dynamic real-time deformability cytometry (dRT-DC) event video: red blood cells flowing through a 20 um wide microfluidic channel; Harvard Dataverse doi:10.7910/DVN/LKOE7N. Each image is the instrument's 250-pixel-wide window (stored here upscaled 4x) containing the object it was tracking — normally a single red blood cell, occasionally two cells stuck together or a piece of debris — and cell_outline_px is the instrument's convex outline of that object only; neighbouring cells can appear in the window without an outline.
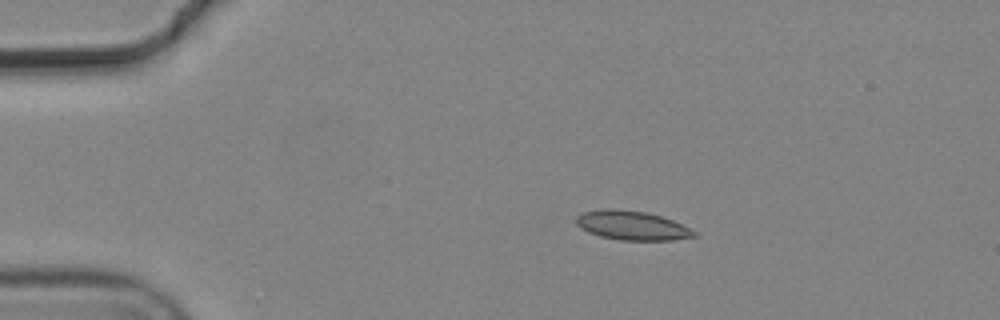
{"species": "common noctule bat (a hibernating species)", "species_latin": "Nyctalus noctula", "temperature_condition": "cold", "stored_images_in_passage": 8, "camera_frame_rate_fps": 3000, "um_per_image_px": 0.085, "animal": {"sex": "male", "body_mass_g": 19.2, "forearm_length_mm": 51.8}, "frame": {"image": 1, "passage_image": 2, "time_ms": 0.333, "image_size_px": [1000, 320], "cell_outline_px": [[696, 236], [672, 240], [620, 240], [600, 236], [588, 232], [580, 228], [576, 224], [576, 216], [584, 212], [604, 208], [616, 208], [648, 212], [672, 220], [696, 232]], "centroid_in_image_um": [53.67, 19.15], "position_along_channel_um": 31.3, "area_um2": 20.0}}
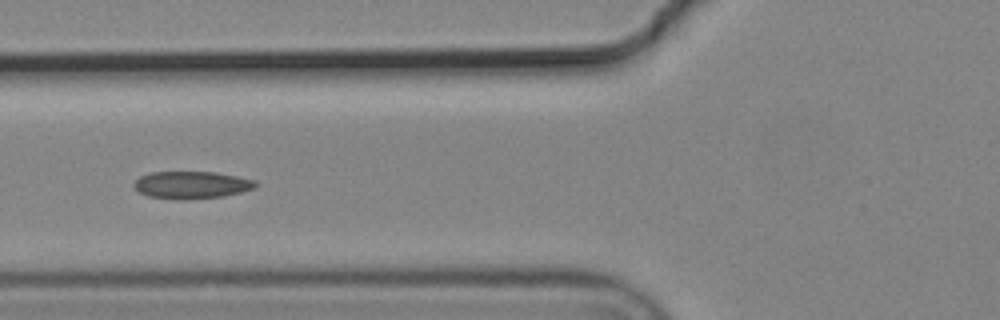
{"frame": {"image": 2, "passage_image": 5, "time_ms": 1.333, "image_size_px": [1000, 320], "cell_outline_px": [[260, 184], [256, 188], [224, 196], [184, 200], [176, 200], [148, 196], [140, 192], [132, 184], [140, 176], [152, 172], [216, 172], [256, 180]], "centroid_in_image_um": [16.32, 15.72], "position_along_channel_um": 109.5, "area_um2": 19.54}}
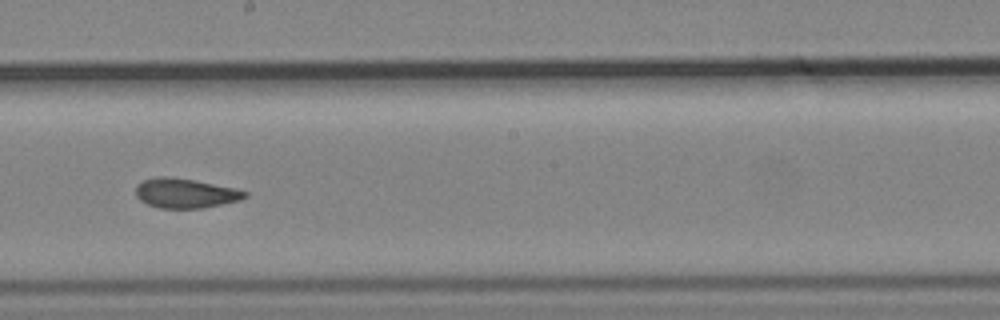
{"frame": {"image": 3, "passage_image": 8, "time_ms": 2.333, "image_size_px": [1000, 320], "cell_outline_px": [[248, 196], [240, 200], [200, 208], [160, 208], [148, 204], [140, 200], [136, 196], [136, 184], [144, 180], [156, 176], [168, 176], [192, 180], [236, 188], [248, 192]], "centroid_in_image_um": [15.74, 16.41], "position_along_channel_um": 232.5, "area_um2": 18.73}}